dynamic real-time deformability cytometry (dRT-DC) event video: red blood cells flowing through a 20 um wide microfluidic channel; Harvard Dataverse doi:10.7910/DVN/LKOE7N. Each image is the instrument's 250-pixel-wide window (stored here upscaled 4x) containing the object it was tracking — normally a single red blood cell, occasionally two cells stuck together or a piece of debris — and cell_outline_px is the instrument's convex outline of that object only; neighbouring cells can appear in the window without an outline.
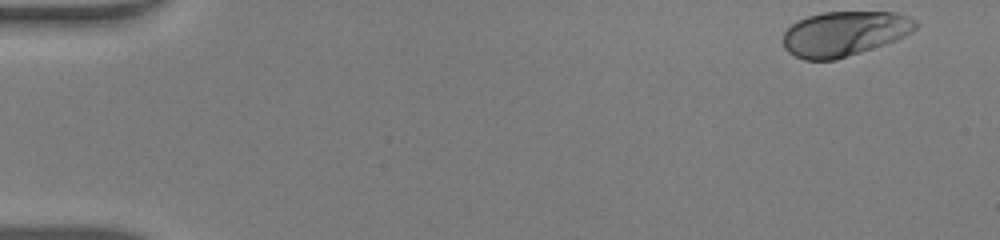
{"species": "human", "species_latin": "Homo sapiens", "temperature_condition": "warm", "stored_images_in_passage": 46, "camera_frame_rate_fps": 3000, "um_per_image_px": 0.085, "donor": {"sex": "male"}, "frame": {"image": 1, "passage_image": 1, "time_ms": 0.0, "image_size_px": [1000, 240], "cell_outline_px": [[920, 24], [912, 32], [896, 40], [836, 60], [804, 60], [788, 52], [784, 48], [784, 32], [792, 24], [808, 16], [820, 12], [896, 12], [908, 16], [916, 20]], "centroid_in_image_um": [71.79, 2.85], "position_along_channel_um": 13.2, "area_um2": 34.62}}
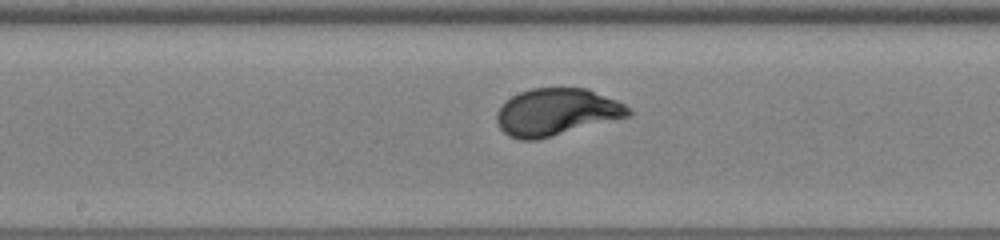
{"frame": {"image": 2, "passage_image": 24, "time_ms": 7.667, "image_size_px": [1000, 240], "cell_outline_px": [[632, 116], [536, 140], [520, 140], [508, 136], [500, 128], [496, 120], [496, 112], [512, 96], [520, 92], [532, 88], [588, 88], [616, 100], [624, 104], [632, 112]], "centroid_in_image_um": [47.31, 9.53], "position_along_channel_um": 200.9, "area_um2": 36.13}}
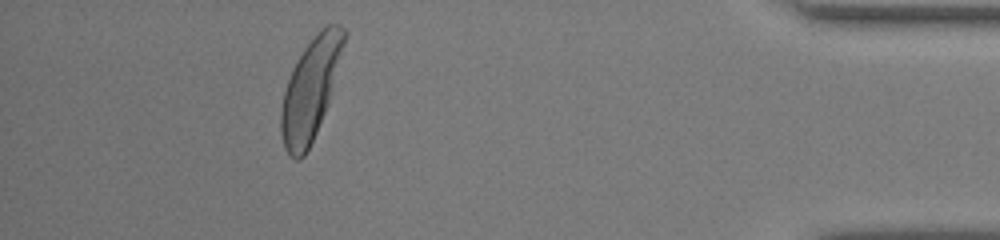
{"frame": {"image": 3, "passage_image": 42, "time_ms": 13.667, "image_size_px": [1000, 240], "cell_outline_px": [[348, 32], [328, 100], [324, 112], [316, 132], [304, 156], [300, 160], [296, 160], [288, 156], [284, 148], [280, 132], [280, 112], [284, 92], [292, 68], [296, 60], [304, 48], [320, 28], [328, 24], [340, 24]], "centroid_in_image_um": [26.37, 7.57], "position_along_channel_um": 408.8, "area_um2": 36.76}, "authors_computed_cell_mechanics": {"area_um2": 35.4314, "velocity_mm_per_s": 4.3024, "shape_relaxation_time_tau1_ms": 1.8106, "shape_relaxation_time_tau2_ms": null, "deformation_change_tau1": 0.1461, "deformation_change_tau2": null}}